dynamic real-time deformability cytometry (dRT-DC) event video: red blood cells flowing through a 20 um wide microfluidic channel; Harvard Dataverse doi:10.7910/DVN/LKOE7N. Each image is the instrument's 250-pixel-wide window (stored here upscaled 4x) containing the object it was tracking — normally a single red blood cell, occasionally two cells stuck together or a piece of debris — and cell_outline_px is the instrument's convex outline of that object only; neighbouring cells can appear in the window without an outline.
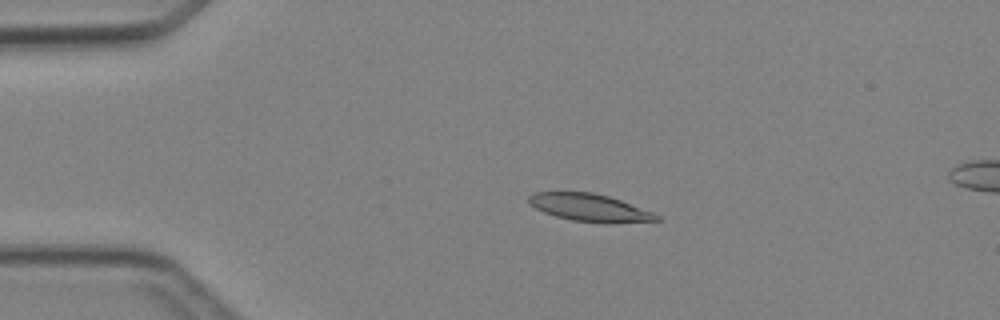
{"species": "Egyptian fruit bat (a non-hibernating species)", "species_latin": "Rousettus aegyptiacus", "temperature_condition": "cold", "stored_images_in_passage": 5, "segment_of_instrument_passage": [1, 2], "camera_frame_rate_fps": 3000, "um_per_image_px": 0.085, "animal": {"sex": "female"}, "frame": {"image": 1, "passage_image": 3, "time_ms": 2.333, "image_size_px": [1000, 320], "cell_outline_px": [[664, 220], [608, 224], [572, 220], [556, 216], [544, 212], [528, 204], [528, 196], [536, 192], [592, 192], [608, 196], [620, 200], [652, 212], [660, 216]], "centroid_in_image_um": [50.14, 17.66], "position_along_channel_um": 34.9, "area_um2": 20.58}}